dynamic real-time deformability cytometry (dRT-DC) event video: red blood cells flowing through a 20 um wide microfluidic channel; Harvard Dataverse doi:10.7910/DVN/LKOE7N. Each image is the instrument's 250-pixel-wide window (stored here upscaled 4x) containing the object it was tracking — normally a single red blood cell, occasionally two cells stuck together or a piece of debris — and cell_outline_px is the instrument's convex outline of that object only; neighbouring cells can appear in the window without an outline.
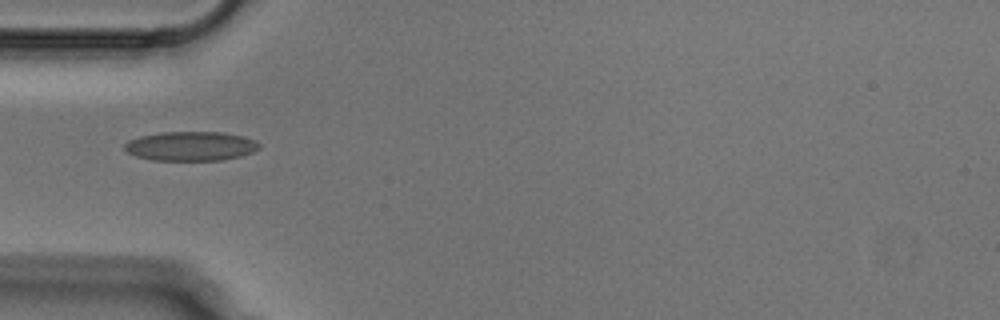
{"species": "Egyptian fruit bat (a non-hibernating species)", "species_latin": "Rousettus aegyptiacus", "temperature_condition": "cold", "stored_images_in_passage": 36, "camera_frame_rate_fps": 3000, "um_per_image_px": 0.085, "animal": {"sex": "male"}, "frame": {"image": 1, "passage_image": 1, "time_ms": 0.0, "image_size_px": [1000, 320], "cell_outline_px": [[260, 148], [252, 152], [240, 156], [220, 160], [152, 160], [136, 156], [128, 152], [124, 148], [124, 144], [128, 140], [140, 136], [160, 132], [224, 132], [244, 136], [256, 140], [260, 144]], "centroid_in_image_um": [16.23, 12.41], "position_along_channel_um": 68.8, "area_um2": 23.06}}